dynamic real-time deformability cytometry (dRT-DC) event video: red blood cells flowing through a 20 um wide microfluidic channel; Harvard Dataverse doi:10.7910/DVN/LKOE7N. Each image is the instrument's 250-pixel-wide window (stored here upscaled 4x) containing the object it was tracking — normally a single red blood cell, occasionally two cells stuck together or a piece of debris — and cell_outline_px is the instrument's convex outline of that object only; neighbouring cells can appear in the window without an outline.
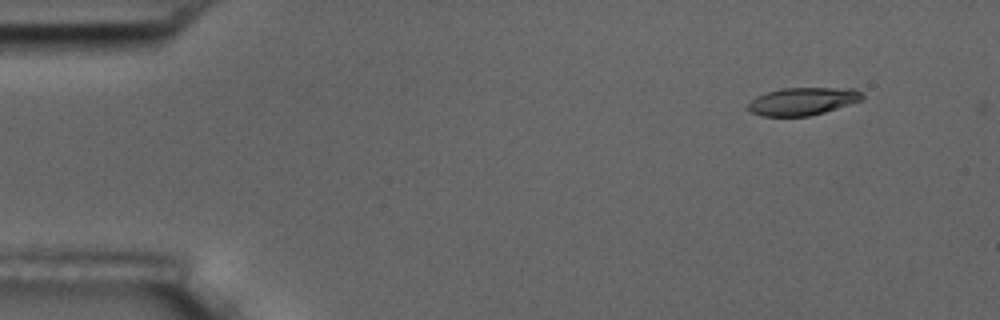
{"species": "common noctule bat (a hibernating species)", "species_latin": "Nyctalus noctula", "temperature_condition": "room temperature", "stored_images_in_passage": 6, "segment_of_instrument_passage": [2, 2], "camera_frame_rate_fps": 3000, "um_per_image_px": 0.085, "animal": {"sex": "male", "body_mass_g": 17.5, "forearm_length_mm": 52.3}, "frame": {"image": 1, "passage_image": 6, "time_ms": 6.0, "image_size_px": [1000, 320], "cell_outline_px": [[864, 100], [824, 112], [808, 116], [760, 116], [752, 112], [748, 108], [748, 104], [756, 96], [780, 88], [856, 88], [864, 96]], "centroid_in_image_um": [68.26, 8.6], "position_along_channel_um": 16.7, "area_um2": 18.44}}